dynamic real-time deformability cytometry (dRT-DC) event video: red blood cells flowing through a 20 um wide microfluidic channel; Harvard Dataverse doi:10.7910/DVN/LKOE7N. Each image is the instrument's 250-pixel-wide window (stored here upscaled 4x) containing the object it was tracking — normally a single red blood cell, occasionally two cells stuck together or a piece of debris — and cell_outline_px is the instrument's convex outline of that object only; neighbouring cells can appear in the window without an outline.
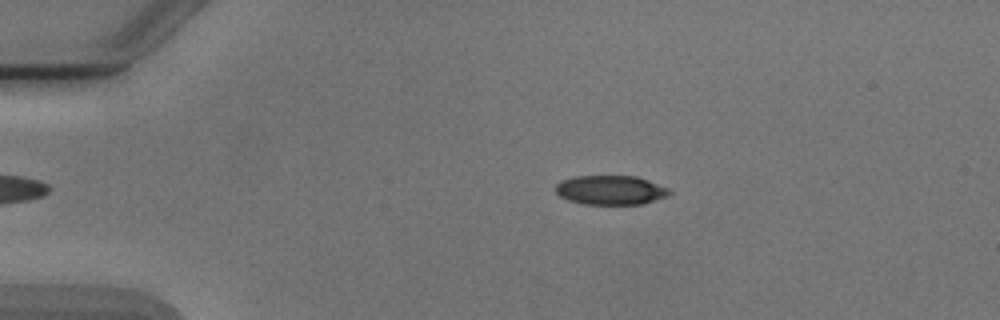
{"species": "Egyptian fruit bat (a non-hibernating species)", "species_latin": "Rousettus aegyptiacus", "temperature_condition": "cold", "stored_images_in_passage": 4, "camera_frame_rate_fps": 3000, "um_per_image_px": 0.085, "animal": {"sex": "male"}, "frame": {"image": 1, "passage_image": 1, "time_ms": 0.0, "image_size_px": [1000, 320], "cell_outline_px": [[672, 192], [668, 196], [640, 204], [584, 204], [568, 200], [560, 196], [556, 192], [556, 184], [560, 180], [576, 176], [636, 176], [648, 180], [668, 188]], "centroid_in_image_um": [51.89, 16.15], "position_along_channel_um": 33.1, "area_um2": 19.36}}
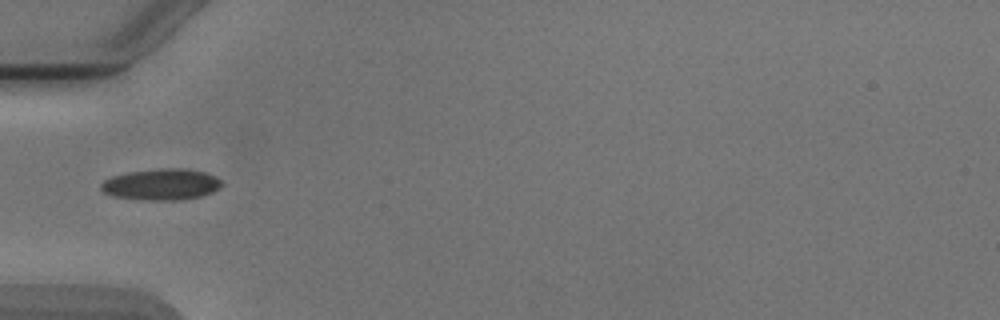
{"frame": {"image": 2, "passage_image": 3, "time_ms": 2.333, "image_size_px": [1000, 320], "cell_outline_px": [[224, 184], [220, 188], [212, 192], [200, 196], [184, 200], [140, 200], [112, 196], [104, 192], [100, 188], [100, 184], [104, 180], [112, 176], [128, 172], [160, 168], [188, 168], [204, 172], [216, 176]], "centroid_in_image_um": [13.72, 15.67], "position_along_channel_um": 71.3, "area_um2": 22.31}}
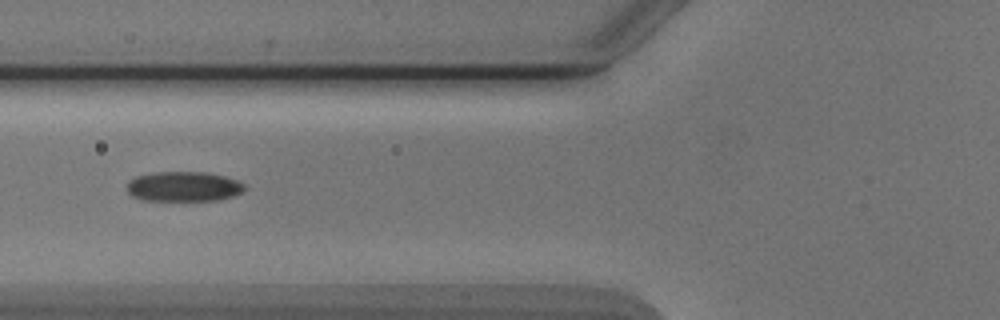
{"frame": {"image": 3, "passage_image": 4, "time_ms": 3.333, "image_size_px": [1000, 320], "cell_outline_px": [[244, 192], [220, 200], [140, 200], [132, 196], [128, 192], [128, 180], [136, 176], [156, 172], [208, 172], [224, 176], [236, 180], [244, 184]], "centroid_in_image_um": [15.6, 15.85], "position_along_channel_um": 110.2, "area_um2": 20.52}}